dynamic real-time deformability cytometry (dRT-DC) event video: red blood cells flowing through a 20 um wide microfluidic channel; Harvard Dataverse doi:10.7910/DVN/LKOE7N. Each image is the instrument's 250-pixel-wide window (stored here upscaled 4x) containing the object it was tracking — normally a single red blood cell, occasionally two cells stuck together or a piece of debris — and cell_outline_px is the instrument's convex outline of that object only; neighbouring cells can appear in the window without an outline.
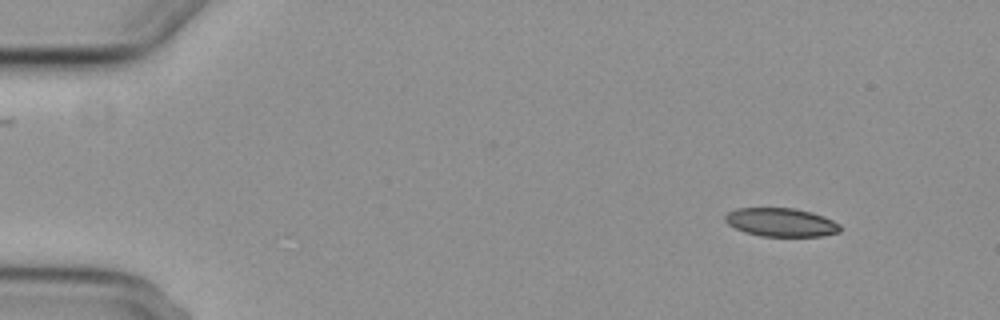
{"species": "common noctule bat (a hibernating species)", "species_latin": "Nyctalus noctula", "temperature_condition": "cold", "stored_images_in_passage": 4, "camera_frame_rate_fps": 3000, "um_per_image_px": 0.085, "animal": {"sex": "female", "body_mass_g": 29.2, "forearm_length_mm": 56.3}, "frame": {"image": 1, "passage_image": 1, "time_ms": 0.0, "image_size_px": [1000, 320], "cell_outline_px": [[840, 232], [824, 236], [760, 236], [744, 232], [728, 224], [724, 220], [724, 216], [728, 212], [736, 208], [792, 208], [812, 212], [824, 216], [840, 224]], "centroid_in_image_um": [66.39, 18.9], "position_along_channel_um": 18.6, "area_um2": 19.19}}
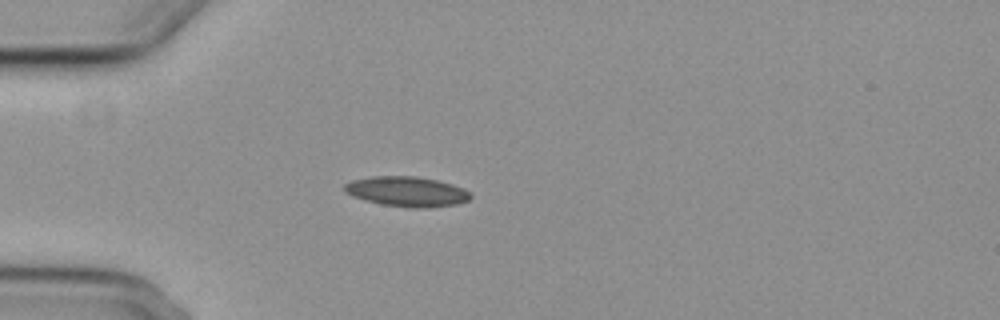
{"frame": {"image": 2, "passage_image": 3, "time_ms": 3.333, "image_size_px": [1000, 320], "cell_outline_px": [[472, 196], [468, 200], [456, 204], [424, 208], [412, 208], [380, 204], [352, 196], [344, 192], [344, 184], [352, 180], [372, 176], [416, 176], [436, 180], [452, 184], [464, 188], [472, 192]], "centroid_in_image_um": [34.59, 16.28], "position_along_channel_um": 50.4, "area_um2": 22.14}}